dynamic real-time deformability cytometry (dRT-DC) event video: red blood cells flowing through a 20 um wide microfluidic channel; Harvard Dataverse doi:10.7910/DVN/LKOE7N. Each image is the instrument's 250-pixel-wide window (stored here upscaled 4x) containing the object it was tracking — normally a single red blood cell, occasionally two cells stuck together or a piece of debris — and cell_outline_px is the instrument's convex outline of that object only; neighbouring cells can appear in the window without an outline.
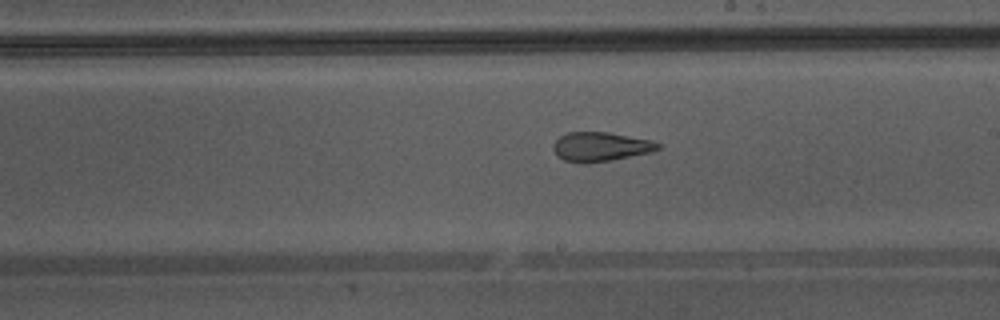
{"species": "Egyptian fruit bat (a non-hibernating species)", "species_latin": "Rousettus aegyptiacus", "temperature_condition": "warm", "stored_images_in_passage": 34, "camera_frame_rate_fps": 3000, "um_per_image_px": 0.085, "animal": {"sex": "male"}, "frame": {"image": 1, "passage_image": 20, "time_ms": 6.333, "image_size_px": [1000, 320], "cell_outline_px": [[660, 148], [652, 152], [612, 160], [588, 164], [580, 164], [564, 160], [556, 156], [552, 148], [552, 144], [560, 136], [568, 132], [608, 132], [652, 140], [660, 144]], "centroid_in_image_um": [51.02, 12.49], "position_along_channel_um": 238.0, "area_um2": 18.15}}